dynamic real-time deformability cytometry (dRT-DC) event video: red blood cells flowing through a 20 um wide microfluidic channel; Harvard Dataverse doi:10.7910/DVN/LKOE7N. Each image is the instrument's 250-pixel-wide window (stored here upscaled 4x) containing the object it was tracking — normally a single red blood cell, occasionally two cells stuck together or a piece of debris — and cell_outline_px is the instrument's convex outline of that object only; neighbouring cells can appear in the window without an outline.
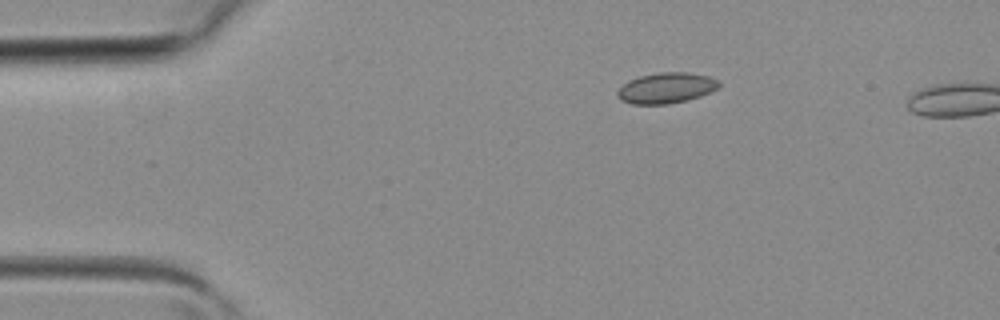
{"species": "common noctule bat (a hibernating species)", "species_latin": "Nyctalus noctula", "temperature_condition": "room temperature", "stored_images_in_passage": 4, "camera_frame_rate_fps": 3000, "um_per_image_px": 0.085, "animal": {"sex": "female", "body_mass_g": 19.3, "forearm_length_mm": 54.1}, "frame": {"image": 1, "passage_image": 3, "time_ms": 0.667, "image_size_px": [1000, 320], "cell_outline_px": [[720, 84], [716, 88], [700, 96], [688, 100], [668, 104], [632, 104], [620, 100], [616, 96], [616, 92], [628, 80], [640, 76], [660, 72], [688, 72], [708, 76], [720, 80]], "centroid_in_image_um": [56.61, 7.48], "position_along_channel_um": 28.4, "area_um2": 18.15}}